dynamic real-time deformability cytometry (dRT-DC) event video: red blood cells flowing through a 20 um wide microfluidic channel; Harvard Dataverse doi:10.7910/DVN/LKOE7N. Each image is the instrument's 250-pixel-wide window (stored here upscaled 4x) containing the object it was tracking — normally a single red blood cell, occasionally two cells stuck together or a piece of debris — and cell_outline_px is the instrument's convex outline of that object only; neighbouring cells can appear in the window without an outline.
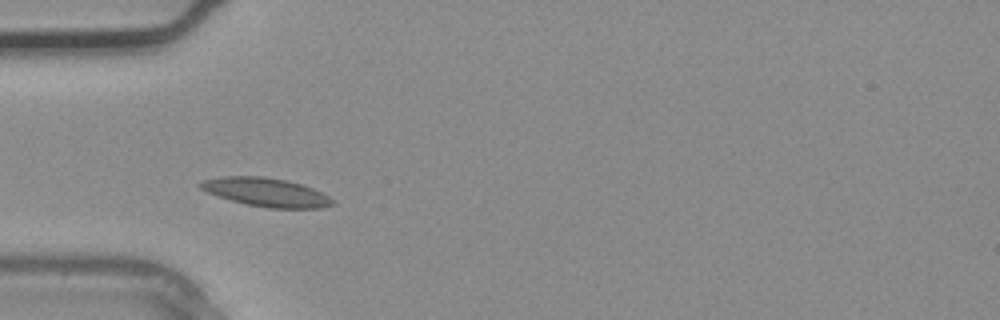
{"species": "common noctule bat (a hibernating species)", "species_latin": "Nyctalus noctula", "temperature_condition": "warm", "stored_images_in_passage": 1, "camera_frame_rate_fps": 3000, "um_per_image_px": 0.085, "animal": {"sex": "male", "body_mass_g": 20.4}, "frame": {"image": 1, "passage_image": 1, "time_ms": 0.0, "image_size_px": [1000, 320], "cell_outline_px": [[336, 204], [320, 208], [268, 208], [248, 204], [232, 200], [208, 192], [200, 188], [196, 184], [204, 180], [224, 176], [264, 176], [284, 180], [300, 184], [312, 188], [328, 196]], "centroid_in_image_um": [22.62, 16.34], "position_along_channel_um": 62.4, "area_um2": 21.68}}